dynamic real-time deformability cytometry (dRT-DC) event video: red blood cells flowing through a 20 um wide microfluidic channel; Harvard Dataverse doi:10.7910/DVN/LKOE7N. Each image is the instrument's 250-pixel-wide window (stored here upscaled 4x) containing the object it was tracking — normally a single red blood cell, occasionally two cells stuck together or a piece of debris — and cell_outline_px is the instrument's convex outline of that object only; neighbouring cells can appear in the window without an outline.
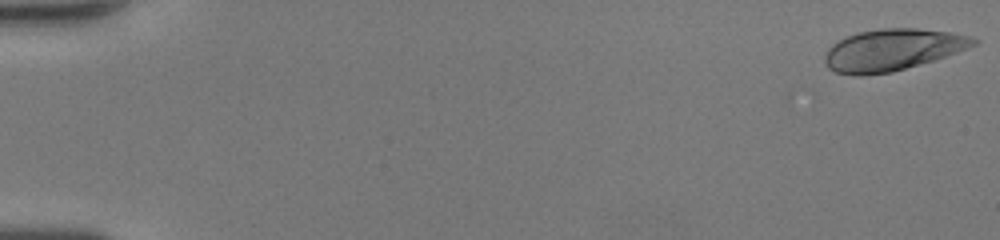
{"species": "human", "species_latin": "Homo sapiens", "temperature_condition": "room temperature", "stored_images_in_passage": 49, "camera_frame_rate_fps": 3000, "um_per_image_px": 0.085, "donor": {"sex": "female"}, "frame": {"image": 1, "passage_image": 1, "time_ms": 0.0, "image_size_px": [1000, 240], "cell_outline_px": [[980, 40], [976, 44], [956, 52], [932, 60], [892, 72], [860, 76], [856, 76], [836, 72], [828, 68], [824, 64], [824, 56], [828, 48], [832, 44], [848, 36], [860, 32], [880, 28], [916, 28], [948, 32], [968, 36]], "centroid_in_image_um": [75.8, 4.24], "position_along_channel_um": 9.2, "area_um2": 35.72}}
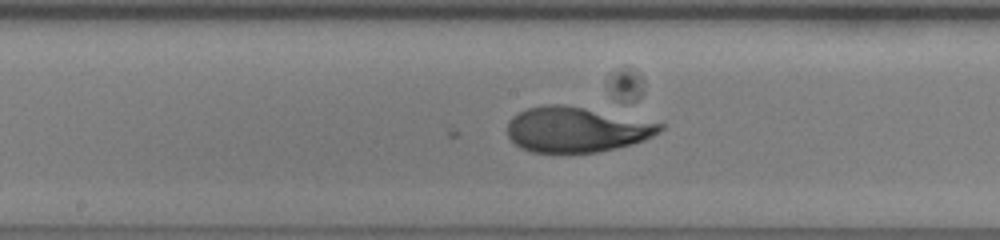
{"frame": {"image": 2, "passage_image": 27, "time_ms": 8.667, "image_size_px": [1000, 240], "cell_outline_px": [[664, 128], [660, 132], [644, 140], [632, 144], [596, 152], [532, 152], [520, 148], [508, 136], [508, 120], [512, 116], [528, 108], [544, 104], [564, 104], [664, 124]], "centroid_in_image_um": [48.97, 11.01], "position_along_channel_um": 199.2, "area_um2": 39.88}}
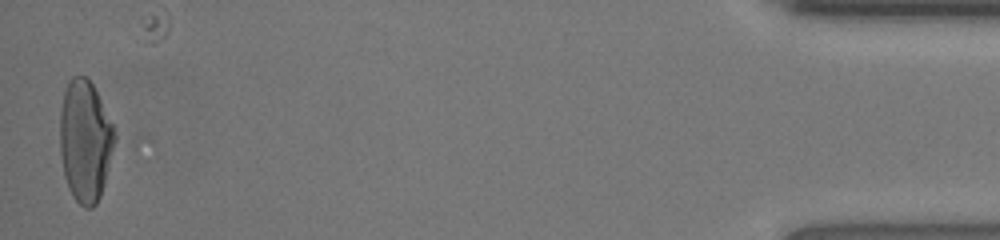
{"frame": {"image": 3, "passage_image": 49, "time_ms": 16.0, "image_size_px": [1000, 240], "cell_outline_px": [[116, 140], [104, 184], [100, 196], [96, 204], [92, 208], [84, 208], [72, 196], [68, 188], [64, 176], [60, 156], [60, 108], [64, 92], [68, 80], [72, 76], [84, 76], [92, 84], [116, 132]], "centroid_in_image_um": [7.22, 12.0], "position_along_channel_um": 428.0, "area_um2": 38.84}}